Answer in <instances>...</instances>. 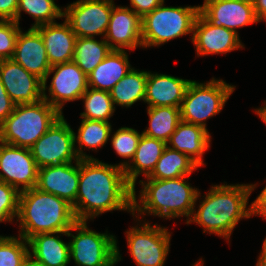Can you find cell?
I'll return each mask as SVG.
<instances>
[{
    "label": "cell",
    "mask_w": 266,
    "mask_h": 266,
    "mask_svg": "<svg viewBox=\"0 0 266 266\" xmlns=\"http://www.w3.org/2000/svg\"><path fill=\"white\" fill-rule=\"evenodd\" d=\"M132 200L133 187L123 168L97 158L80 159L78 193L72 206L77 221H88L113 210L133 213Z\"/></svg>",
    "instance_id": "obj_1"
},
{
    "label": "cell",
    "mask_w": 266,
    "mask_h": 266,
    "mask_svg": "<svg viewBox=\"0 0 266 266\" xmlns=\"http://www.w3.org/2000/svg\"><path fill=\"white\" fill-rule=\"evenodd\" d=\"M256 187V184L227 183L212 186L203 196L197 212L194 208L187 225L194 222L204 228V233L223 236L230 242L229 238L238 222L242 218H251L248 200Z\"/></svg>",
    "instance_id": "obj_2"
},
{
    "label": "cell",
    "mask_w": 266,
    "mask_h": 266,
    "mask_svg": "<svg viewBox=\"0 0 266 266\" xmlns=\"http://www.w3.org/2000/svg\"><path fill=\"white\" fill-rule=\"evenodd\" d=\"M189 177L186 175L175 179H147V182L140 180L143 188L140 190L138 200L136 189L133 188V217L140 218L139 214L145 217L146 213L165 219L185 216L187 217L186 223H188L197 199H201L199 189L192 187L188 182Z\"/></svg>",
    "instance_id": "obj_3"
},
{
    "label": "cell",
    "mask_w": 266,
    "mask_h": 266,
    "mask_svg": "<svg viewBox=\"0 0 266 266\" xmlns=\"http://www.w3.org/2000/svg\"><path fill=\"white\" fill-rule=\"evenodd\" d=\"M16 221L19 235L28 240L39 233L68 232L77 219L67 201L34 187L20 192Z\"/></svg>",
    "instance_id": "obj_4"
},
{
    "label": "cell",
    "mask_w": 266,
    "mask_h": 266,
    "mask_svg": "<svg viewBox=\"0 0 266 266\" xmlns=\"http://www.w3.org/2000/svg\"><path fill=\"white\" fill-rule=\"evenodd\" d=\"M62 115L44 99L16 104L0 125V142L30 149Z\"/></svg>",
    "instance_id": "obj_5"
},
{
    "label": "cell",
    "mask_w": 266,
    "mask_h": 266,
    "mask_svg": "<svg viewBox=\"0 0 266 266\" xmlns=\"http://www.w3.org/2000/svg\"><path fill=\"white\" fill-rule=\"evenodd\" d=\"M161 3L142 17L143 48L160 46L194 31L198 6L168 7Z\"/></svg>",
    "instance_id": "obj_6"
},
{
    "label": "cell",
    "mask_w": 266,
    "mask_h": 266,
    "mask_svg": "<svg viewBox=\"0 0 266 266\" xmlns=\"http://www.w3.org/2000/svg\"><path fill=\"white\" fill-rule=\"evenodd\" d=\"M67 234L73 238L69 240L70 260L76 266H115L122 259L116 237L89 229L87 221H77Z\"/></svg>",
    "instance_id": "obj_7"
},
{
    "label": "cell",
    "mask_w": 266,
    "mask_h": 266,
    "mask_svg": "<svg viewBox=\"0 0 266 266\" xmlns=\"http://www.w3.org/2000/svg\"><path fill=\"white\" fill-rule=\"evenodd\" d=\"M235 87L222 79L206 83L191 80L180 107L181 120L207 129L206 120L221 112Z\"/></svg>",
    "instance_id": "obj_8"
},
{
    "label": "cell",
    "mask_w": 266,
    "mask_h": 266,
    "mask_svg": "<svg viewBox=\"0 0 266 266\" xmlns=\"http://www.w3.org/2000/svg\"><path fill=\"white\" fill-rule=\"evenodd\" d=\"M128 251L137 266H164L170 249L171 233L158 224L144 221L125 231Z\"/></svg>",
    "instance_id": "obj_9"
},
{
    "label": "cell",
    "mask_w": 266,
    "mask_h": 266,
    "mask_svg": "<svg viewBox=\"0 0 266 266\" xmlns=\"http://www.w3.org/2000/svg\"><path fill=\"white\" fill-rule=\"evenodd\" d=\"M38 168L80 160L74 142V131L62 115L30 148Z\"/></svg>",
    "instance_id": "obj_10"
},
{
    "label": "cell",
    "mask_w": 266,
    "mask_h": 266,
    "mask_svg": "<svg viewBox=\"0 0 266 266\" xmlns=\"http://www.w3.org/2000/svg\"><path fill=\"white\" fill-rule=\"evenodd\" d=\"M114 5L113 0H77L63 8V18L76 37L104 38Z\"/></svg>",
    "instance_id": "obj_11"
},
{
    "label": "cell",
    "mask_w": 266,
    "mask_h": 266,
    "mask_svg": "<svg viewBox=\"0 0 266 266\" xmlns=\"http://www.w3.org/2000/svg\"><path fill=\"white\" fill-rule=\"evenodd\" d=\"M52 73L53 77L48 87V96L46 85L48 77ZM87 89L88 77L74 61L56 64L51 66L43 81V99L63 114V105L69 101L80 100Z\"/></svg>",
    "instance_id": "obj_12"
},
{
    "label": "cell",
    "mask_w": 266,
    "mask_h": 266,
    "mask_svg": "<svg viewBox=\"0 0 266 266\" xmlns=\"http://www.w3.org/2000/svg\"><path fill=\"white\" fill-rule=\"evenodd\" d=\"M0 181L19 192L37 185L38 167L31 150L0 142Z\"/></svg>",
    "instance_id": "obj_13"
},
{
    "label": "cell",
    "mask_w": 266,
    "mask_h": 266,
    "mask_svg": "<svg viewBox=\"0 0 266 266\" xmlns=\"http://www.w3.org/2000/svg\"><path fill=\"white\" fill-rule=\"evenodd\" d=\"M199 13L213 26L238 34L237 28L258 23L252 0H204Z\"/></svg>",
    "instance_id": "obj_14"
},
{
    "label": "cell",
    "mask_w": 266,
    "mask_h": 266,
    "mask_svg": "<svg viewBox=\"0 0 266 266\" xmlns=\"http://www.w3.org/2000/svg\"><path fill=\"white\" fill-rule=\"evenodd\" d=\"M0 80L15 104L36 103L43 99V81L11 58L0 60Z\"/></svg>",
    "instance_id": "obj_15"
},
{
    "label": "cell",
    "mask_w": 266,
    "mask_h": 266,
    "mask_svg": "<svg viewBox=\"0 0 266 266\" xmlns=\"http://www.w3.org/2000/svg\"><path fill=\"white\" fill-rule=\"evenodd\" d=\"M104 39L112 50L143 48L142 17L128 6L114 5Z\"/></svg>",
    "instance_id": "obj_16"
},
{
    "label": "cell",
    "mask_w": 266,
    "mask_h": 266,
    "mask_svg": "<svg viewBox=\"0 0 266 266\" xmlns=\"http://www.w3.org/2000/svg\"><path fill=\"white\" fill-rule=\"evenodd\" d=\"M75 163V165H73ZM80 177V160L38 168L36 188L75 204Z\"/></svg>",
    "instance_id": "obj_17"
},
{
    "label": "cell",
    "mask_w": 266,
    "mask_h": 266,
    "mask_svg": "<svg viewBox=\"0 0 266 266\" xmlns=\"http://www.w3.org/2000/svg\"><path fill=\"white\" fill-rule=\"evenodd\" d=\"M191 40L197 56L226 54L244 48L237 33L224 27L213 26L200 13L195 21Z\"/></svg>",
    "instance_id": "obj_18"
},
{
    "label": "cell",
    "mask_w": 266,
    "mask_h": 266,
    "mask_svg": "<svg viewBox=\"0 0 266 266\" xmlns=\"http://www.w3.org/2000/svg\"><path fill=\"white\" fill-rule=\"evenodd\" d=\"M11 59L42 81L51 68L44 41L36 28L30 27L24 33L20 29Z\"/></svg>",
    "instance_id": "obj_19"
},
{
    "label": "cell",
    "mask_w": 266,
    "mask_h": 266,
    "mask_svg": "<svg viewBox=\"0 0 266 266\" xmlns=\"http://www.w3.org/2000/svg\"><path fill=\"white\" fill-rule=\"evenodd\" d=\"M191 80L148 71L145 103L147 107H181L182 100Z\"/></svg>",
    "instance_id": "obj_20"
},
{
    "label": "cell",
    "mask_w": 266,
    "mask_h": 266,
    "mask_svg": "<svg viewBox=\"0 0 266 266\" xmlns=\"http://www.w3.org/2000/svg\"><path fill=\"white\" fill-rule=\"evenodd\" d=\"M36 29L42 36L51 66L73 61L77 37L66 21L41 25Z\"/></svg>",
    "instance_id": "obj_21"
},
{
    "label": "cell",
    "mask_w": 266,
    "mask_h": 266,
    "mask_svg": "<svg viewBox=\"0 0 266 266\" xmlns=\"http://www.w3.org/2000/svg\"><path fill=\"white\" fill-rule=\"evenodd\" d=\"M211 135L202 126L180 121L167 146L187 155L199 167L205 165L203 154L210 148Z\"/></svg>",
    "instance_id": "obj_22"
},
{
    "label": "cell",
    "mask_w": 266,
    "mask_h": 266,
    "mask_svg": "<svg viewBox=\"0 0 266 266\" xmlns=\"http://www.w3.org/2000/svg\"><path fill=\"white\" fill-rule=\"evenodd\" d=\"M55 234L68 235L67 232L36 234L28 239L29 254L46 266H67L71 262L69 242Z\"/></svg>",
    "instance_id": "obj_23"
},
{
    "label": "cell",
    "mask_w": 266,
    "mask_h": 266,
    "mask_svg": "<svg viewBox=\"0 0 266 266\" xmlns=\"http://www.w3.org/2000/svg\"><path fill=\"white\" fill-rule=\"evenodd\" d=\"M131 69L126 50H112L88 76V87L110 92Z\"/></svg>",
    "instance_id": "obj_24"
},
{
    "label": "cell",
    "mask_w": 266,
    "mask_h": 266,
    "mask_svg": "<svg viewBox=\"0 0 266 266\" xmlns=\"http://www.w3.org/2000/svg\"><path fill=\"white\" fill-rule=\"evenodd\" d=\"M166 147L164 141L142 134L134 157L124 168L126 180L133 188L139 175L146 178L152 173Z\"/></svg>",
    "instance_id": "obj_25"
},
{
    "label": "cell",
    "mask_w": 266,
    "mask_h": 266,
    "mask_svg": "<svg viewBox=\"0 0 266 266\" xmlns=\"http://www.w3.org/2000/svg\"><path fill=\"white\" fill-rule=\"evenodd\" d=\"M111 133L112 126L110 122L82 119L77 135L74 132L75 150L79 159H94V157L87 155L86 152L84 153L83 148H89L92 151L94 149L95 151L98 150L110 140ZM76 144L79 146H76Z\"/></svg>",
    "instance_id": "obj_26"
},
{
    "label": "cell",
    "mask_w": 266,
    "mask_h": 266,
    "mask_svg": "<svg viewBox=\"0 0 266 266\" xmlns=\"http://www.w3.org/2000/svg\"><path fill=\"white\" fill-rule=\"evenodd\" d=\"M148 71L134 67L112 88L110 95L114 107H131L137 101H145Z\"/></svg>",
    "instance_id": "obj_27"
},
{
    "label": "cell",
    "mask_w": 266,
    "mask_h": 266,
    "mask_svg": "<svg viewBox=\"0 0 266 266\" xmlns=\"http://www.w3.org/2000/svg\"><path fill=\"white\" fill-rule=\"evenodd\" d=\"M198 167L187 155L167 146L154 170L146 179H175L190 175Z\"/></svg>",
    "instance_id": "obj_28"
},
{
    "label": "cell",
    "mask_w": 266,
    "mask_h": 266,
    "mask_svg": "<svg viewBox=\"0 0 266 266\" xmlns=\"http://www.w3.org/2000/svg\"><path fill=\"white\" fill-rule=\"evenodd\" d=\"M149 127L142 134L167 143L181 121L180 108L172 106L147 107Z\"/></svg>",
    "instance_id": "obj_29"
},
{
    "label": "cell",
    "mask_w": 266,
    "mask_h": 266,
    "mask_svg": "<svg viewBox=\"0 0 266 266\" xmlns=\"http://www.w3.org/2000/svg\"><path fill=\"white\" fill-rule=\"evenodd\" d=\"M111 51L104 38L77 37L73 61L88 77Z\"/></svg>",
    "instance_id": "obj_30"
},
{
    "label": "cell",
    "mask_w": 266,
    "mask_h": 266,
    "mask_svg": "<svg viewBox=\"0 0 266 266\" xmlns=\"http://www.w3.org/2000/svg\"><path fill=\"white\" fill-rule=\"evenodd\" d=\"M80 100H83L84 112L82 119L109 122L115 112L110 92L88 87Z\"/></svg>",
    "instance_id": "obj_31"
},
{
    "label": "cell",
    "mask_w": 266,
    "mask_h": 266,
    "mask_svg": "<svg viewBox=\"0 0 266 266\" xmlns=\"http://www.w3.org/2000/svg\"><path fill=\"white\" fill-rule=\"evenodd\" d=\"M22 11L35 19L31 28L54 23L55 19L63 18V9L54 0H19L16 12V22L18 24H20Z\"/></svg>",
    "instance_id": "obj_32"
},
{
    "label": "cell",
    "mask_w": 266,
    "mask_h": 266,
    "mask_svg": "<svg viewBox=\"0 0 266 266\" xmlns=\"http://www.w3.org/2000/svg\"><path fill=\"white\" fill-rule=\"evenodd\" d=\"M28 240L0 235V266H23L29 254Z\"/></svg>",
    "instance_id": "obj_33"
},
{
    "label": "cell",
    "mask_w": 266,
    "mask_h": 266,
    "mask_svg": "<svg viewBox=\"0 0 266 266\" xmlns=\"http://www.w3.org/2000/svg\"><path fill=\"white\" fill-rule=\"evenodd\" d=\"M110 136H112L110 139L115 152L120 157L128 159V161L126 160V162L124 161L118 164V166L124 169L134 157L142 133H139L133 128L121 127Z\"/></svg>",
    "instance_id": "obj_34"
},
{
    "label": "cell",
    "mask_w": 266,
    "mask_h": 266,
    "mask_svg": "<svg viewBox=\"0 0 266 266\" xmlns=\"http://www.w3.org/2000/svg\"><path fill=\"white\" fill-rule=\"evenodd\" d=\"M20 192L11 185L0 181V223L12 222L18 215Z\"/></svg>",
    "instance_id": "obj_35"
},
{
    "label": "cell",
    "mask_w": 266,
    "mask_h": 266,
    "mask_svg": "<svg viewBox=\"0 0 266 266\" xmlns=\"http://www.w3.org/2000/svg\"><path fill=\"white\" fill-rule=\"evenodd\" d=\"M20 29L14 20H0V60L12 58Z\"/></svg>",
    "instance_id": "obj_36"
},
{
    "label": "cell",
    "mask_w": 266,
    "mask_h": 266,
    "mask_svg": "<svg viewBox=\"0 0 266 266\" xmlns=\"http://www.w3.org/2000/svg\"><path fill=\"white\" fill-rule=\"evenodd\" d=\"M16 104L10 98L2 81L0 80V125L9 117L14 111Z\"/></svg>",
    "instance_id": "obj_37"
},
{
    "label": "cell",
    "mask_w": 266,
    "mask_h": 266,
    "mask_svg": "<svg viewBox=\"0 0 266 266\" xmlns=\"http://www.w3.org/2000/svg\"><path fill=\"white\" fill-rule=\"evenodd\" d=\"M164 0H130V7L136 14L143 17L145 14L152 12Z\"/></svg>",
    "instance_id": "obj_38"
},
{
    "label": "cell",
    "mask_w": 266,
    "mask_h": 266,
    "mask_svg": "<svg viewBox=\"0 0 266 266\" xmlns=\"http://www.w3.org/2000/svg\"><path fill=\"white\" fill-rule=\"evenodd\" d=\"M19 0H0V20H14L16 22V12Z\"/></svg>",
    "instance_id": "obj_39"
},
{
    "label": "cell",
    "mask_w": 266,
    "mask_h": 266,
    "mask_svg": "<svg viewBox=\"0 0 266 266\" xmlns=\"http://www.w3.org/2000/svg\"><path fill=\"white\" fill-rule=\"evenodd\" d=\"M251 216L259 215L266 220V186L257 196V198L251 203Z\"/></svg>",
    "instance_id": "obj_40"
},
{
    "label": "cell",
    "mask_w": 266,
    "mask_h": 266,
    "mask_svg": "<svg viewBox=\"0 0 266 266\" xmlns=\"http://www.w3.org/2000/svg\"><path fill=\"white\" fill-rule=\"evenodd\" d=\"M258 21H266V0H252Z\"/></svg>",
    "instance_id": "obj_41"
},
{
    "label": "cell",
    "mask_w": 266,
    "mask_h": 266,
    "mask_svg": "<svg viewBox=\"0 0 266 266\" xmlns=\"http://www.w3.org/2000/svg\"><path fill=\"white\" fill-rule=\"evenodd\" d=\"M23 266H46V265L41 261L32 257L30 254H28L27 257L25 258Z\"/></svg>",
    "instance_id": "obj_42"
},
{
    "label": "cell",
    "mask_w": 266,
    "mask_h": 266,
    "mask_svg": "<svg viewBox=\"0 0 266 266\" xmlns=\"http://www.w3.org/2000/svg\"><path fill=\"white\" fill-rule=\"evenodd\" d=\"M254 112L266 124V100L264 101V105L261 108L254 109Z\"/></svg>",
    "instance_id": "obj_43"
},
{
    "label": "cell",
    "mask_w": 266,
    "mask_h": 266,
    "mask_svg": "<svg viewBox=\"0 0 266 266\" xmlns=\"http://www.w3.org/2000/svg\"><path fill=\"white\" fill-rule=\"evenodd\" d=\"M256 266H266V247L262 246L259 258L257 259Z\"/></svg>",
    "instance_id": "obj_44"
},
{
    "label": "cell",
    "mask_w": 266,
    "mask_h": 266,
    "mask_svg": "<svg viewBox=\"0 0 266 266\" xmlns=\"http://www.w3.org/2000/svg\"><path fill=\"white\" fill-rule=\"evenodd\" d=\"M203 264H204L203 259H199V261H197V262H196L194 265H192V266H204Z\"/></svg>",
    "instance_id": "obj_45"
},
{
    "label": "cell",
    "mask_w": 266,
    "mask_h": 266,
    "mask_svg": "<svg viewBox=\"0 0 266 266\" xmlns=\"http://www.w3.org/2000/svg\"><path fill=\"white\" fill-rule=\"evenodd\" d=\"M263 245L266 247V238L264 239Z\"/></svg>",
    "instance_id": "obj_46"
}]
</instances>
